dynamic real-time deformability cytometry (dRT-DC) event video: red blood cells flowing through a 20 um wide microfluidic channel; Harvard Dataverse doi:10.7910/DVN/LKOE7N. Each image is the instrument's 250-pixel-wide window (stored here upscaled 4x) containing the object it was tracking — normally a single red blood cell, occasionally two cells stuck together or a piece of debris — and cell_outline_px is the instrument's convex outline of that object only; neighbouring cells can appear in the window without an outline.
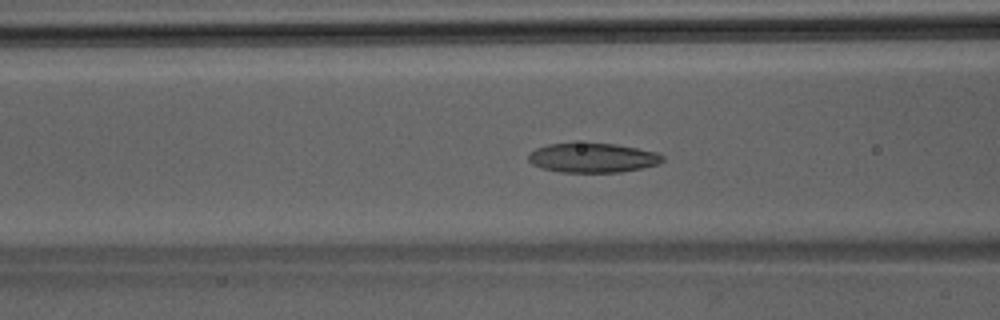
{"species": "Egyptian fruit bat (a non-hibernating species)", "species_latin": "Rousettus aegyptiacus", "temperature_condition": "room temperature", "stored_images_in_passage": 46, "camera_frame_rate_fps": 3000, "um_per_image_px": 0.085, "animal": {"sex": "male"}, "frame": {"image": 1, "passage_image": 18, "time_ms": 5.667, "image_size_px": [1000, 320], "cell_outline_px": [[664, 160], [660, 164], [620, 172], [560, 172], [540, 168], [532, 164], [528, 160], [528, 156], [536, 148], [548, 144], [616, 144], [660, 152], [664, 156]], "centroid_in_image_um": [50.42, 13.42], "position_along_channel_um": 116.2, "area_um2": 22.95}}
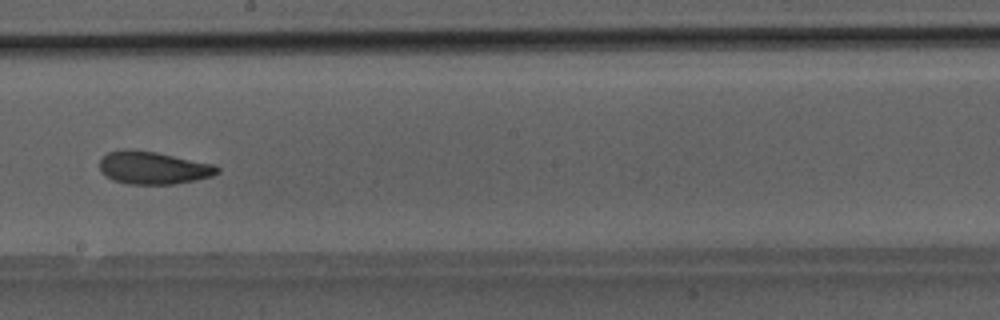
{"frame": {"image": 2, "passage_image": 26, "time_ms": 8.333, "image_size_px": [1000, 320], "cell_outline_px": [[220, 172], [212, 176], [196, 180], [172, 184], [128, 184], [112, 180], [104, 176], [100, 172], [100, 160], [108, 152], [124, 148], [128, 148], [156, 152], [212, 164], [220, 168]], "centroid_in_image_um": [12.98, 14.26], "position_along_channel_um": 235.2, "area_um2": 22.54}}
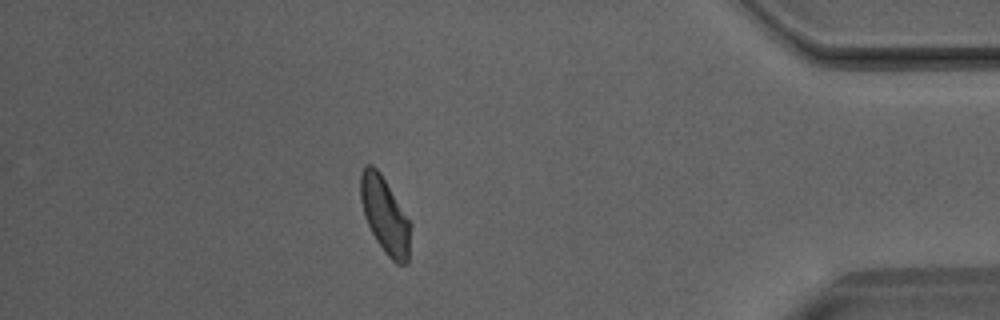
{"frame": {"image": 3, "passage_image": 40, "time_ms": 13.0, "image_size_px": [1000, 320], "cell_outline_px": [[412, 224], [408, 264], [396, 264], [384, 252], [376, 240], [364, 216], [360, 200], [360, 176], [364, 168], [368, 164], [372, 164], [380, 172]], "centroid_in_image_um": [32.74, 18.33], "position_along_channel_um": 402.5, "area_um2": 22.31}}